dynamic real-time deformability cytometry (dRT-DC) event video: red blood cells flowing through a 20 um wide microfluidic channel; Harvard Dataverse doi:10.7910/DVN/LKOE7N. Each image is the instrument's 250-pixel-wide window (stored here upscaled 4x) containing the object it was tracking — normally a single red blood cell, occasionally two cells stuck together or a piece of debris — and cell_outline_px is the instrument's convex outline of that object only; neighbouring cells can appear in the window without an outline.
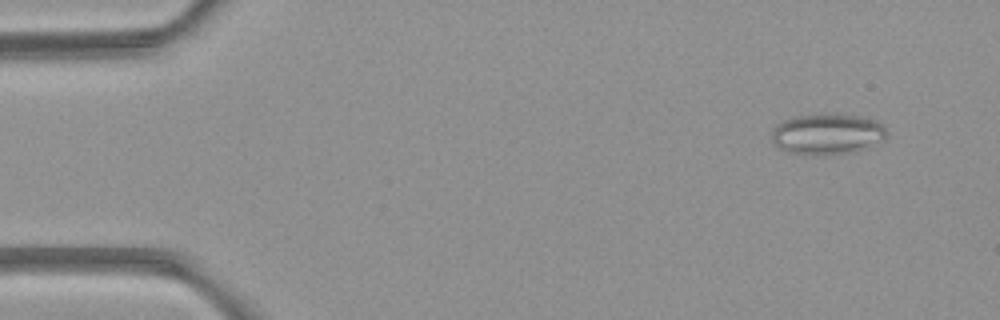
{"species": "common noctule bat (a hibernating species)", "species_latin": "Nyctalus noctula", "temperature_condition": "room temperature", "stored_images_in_passage": 5, "camera_frame_rate_fps": 3000, "um_per_image_px": 0.085, "animal": {"sex": "female", "body_mass_g": 21.9}, "frame": {"image": 1, "passage_image": 2, "time_ms": 1.0, "image_size_px": [1000, 320], "cell_outline_px": [[888, 136], [884, 140], [868, 148], [856, 152], [816, 156], [804, 156], [788, 152], [776, 148], [772, 144], [772, 128], [776, 124], [792, 116], [824, 112], [860, 116], [876, 120], [888, 132]], "centroid_in_image_um": [70.28, 11.4], "position_along_channel_um": 14.7, "area_um2": 28.61}}
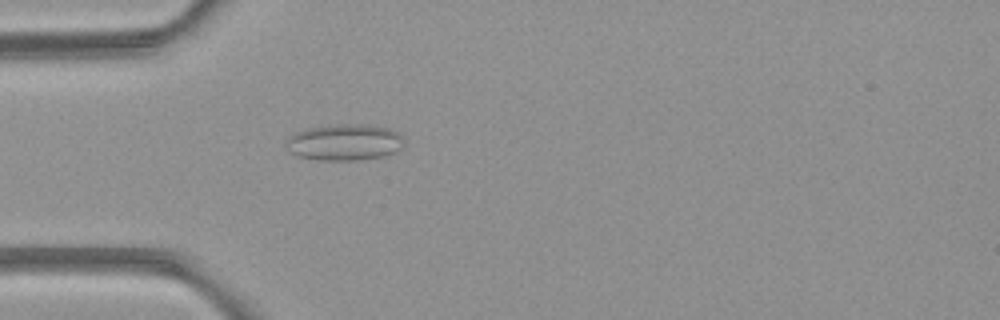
{"frame": {"image": 2, "passage_image": 5, "time_ms": 4.667, "image_size_px": [1000, 320], "cell_outline_px": [[404, 144], [396, 152], [384, 156], [356, 160], [316, 160], [300, 156], [292, 152], [288, 148], [288, 136], [296, 132], [308, 128], [328, 124], [368, 124], [388, 128], [396, 132], [404, 140]], "centroid_in_image_um": [29.31, 12.08], "position_along_channel_um": 55.7, "area_um2": 24.97}}